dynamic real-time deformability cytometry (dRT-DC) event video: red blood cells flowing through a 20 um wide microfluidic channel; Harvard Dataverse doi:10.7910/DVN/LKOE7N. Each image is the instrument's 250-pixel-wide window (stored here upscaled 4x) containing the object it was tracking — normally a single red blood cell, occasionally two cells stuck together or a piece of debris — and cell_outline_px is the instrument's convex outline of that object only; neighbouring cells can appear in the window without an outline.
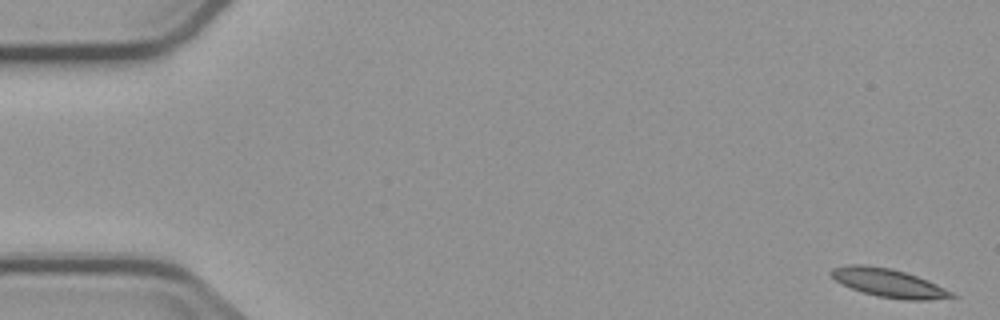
{"species": "common noctule bat (a hibernating species)", "species_latin": "Nyctalus noctula", "temperature_condition": "cold", "stored_images_in_passage": 3, "camera_frame_rate_fps": 3000, "um_per_image_px": 0.085, "animal": {"sex": "male", "body_mass_g": 23.1, "forearm_length_mm": 52.7}, "frame": {"image": 1, "passage_image": 1, "time_ms": 0.0, "image_size_px": [1000, 320], "cell_outline_px": [[960, 296], [928, 300], [904, 300], [876, 296], [840, 284], [828, 272], [832, 268], [852, 264], [864, 264], [892, 268], [928, 280]], "centroid_in_image_um": [75.52, 24.05], "position_along_channel_um": 9.5, "area_um2": 19.94}}